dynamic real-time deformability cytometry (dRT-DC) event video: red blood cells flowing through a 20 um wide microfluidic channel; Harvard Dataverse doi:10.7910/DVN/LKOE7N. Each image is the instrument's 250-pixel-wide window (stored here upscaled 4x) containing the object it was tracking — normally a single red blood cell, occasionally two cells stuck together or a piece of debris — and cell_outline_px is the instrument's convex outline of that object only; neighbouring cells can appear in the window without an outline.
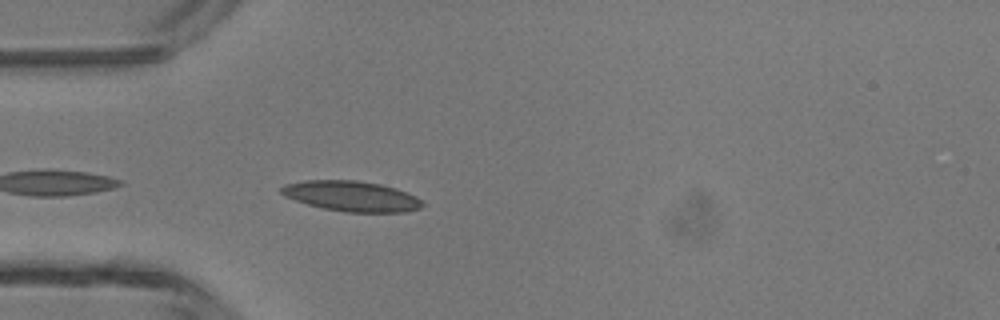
{"species": "common noctule bat (a hibernating species)", "species_latin": "Nyctalus noctula", "temperature_condition": "room temperature", "stored_images_in_passage": 18, "camera_frame_rate_fps": 3000, "um_per_image_px": 0.085, "animal": {"sex": "male", "body_mass_g": 13.3}, "frame": {"image": 1, "passage_image": 2, "time_ms": 0.333, "image_size_px": [1000, 320], "cell_outline_px": [[424, 204], [420, 208], [408, 212], [344, 212], [324, 208], [308, 204], [284, 196], [280, 192], [280, 188], [284, 184], [304, 180], [356, 180], [380, 184], [396, 188], [416, 196]], "centroid_in_image_um": [29.88, 16.67], "position_along_channel_um": 55.1, "area_um2": 24.97}}
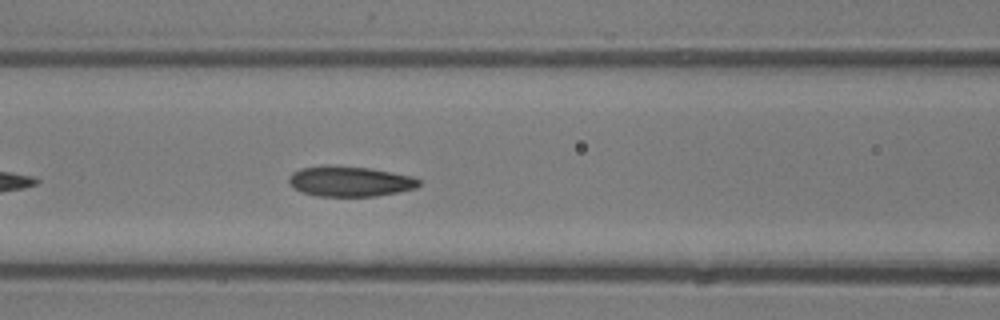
{"frame": {"image": 2, "passage_image": 8, "time_ms": 2.333, "image_size_px": [1000, 320], "cell_outline_px": [[420, 184], [416, 188], [376, 196], [316, 196], [300, 192], [292, 188], [288, 180], [288, 176], [292, 172], [300, 168], [368, 168], [392, 172], [412, 176], [420, 180]], "centroid_in_image_um": [29.74, 15.46], "position_along_channel_um": 136.9, "area_um2": 22.25}}
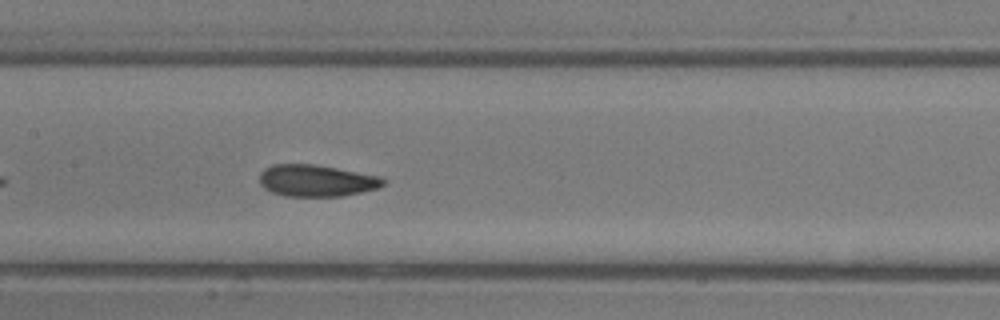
{"frame": {"image": 3, "passage_image": 11, "time_ms": 3.333, "image_size_px": [1000, 320], "cell_outline_px": [[384, 184], [380, 188], [344, 196], [284, 196], [272, 192], [264, 188], [260, 184], [260, 172], [264, 168], [272, 164], [316, 164], [380, 176], [384, 180]], "centroid_in_image_um": [26.89, 15.35], "position_along_channel_um": 180.5, "area_um2": 23.06}}